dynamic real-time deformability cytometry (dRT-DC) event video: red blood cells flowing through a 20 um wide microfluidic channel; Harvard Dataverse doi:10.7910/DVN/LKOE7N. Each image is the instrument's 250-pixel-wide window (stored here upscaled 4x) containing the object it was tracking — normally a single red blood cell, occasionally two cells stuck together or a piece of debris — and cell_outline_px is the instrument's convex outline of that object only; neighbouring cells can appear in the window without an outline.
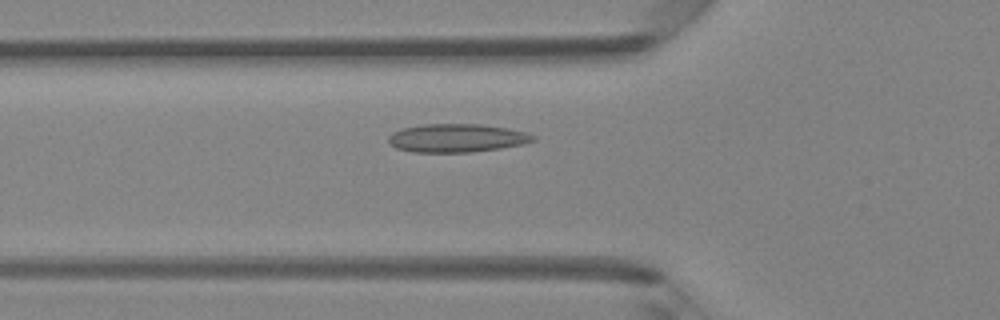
{"species": "Egyptian fruit bat (a non-hibernating species)", "species_latin": "Rousettus aegyptiacus", "temperature_condition": "room temperature", "stored_images_in_passage": 37, "camera_frame_rate_fps": 3000, "um_per_image_px": 0.085, "animal": {"sex": "female"}, "frame": {"image": 1, "passage_image": 7, "time_ms": 2.0, "image_size_px": [1000, 320], "cell_outline_px": [[536, 140], [520, 144], [500, 148], [472, 152], [412, 152], [396, 148], [388, 144], [388, 136], [392, 132], [404, 128], [424, 124], [480, 124], [508, 128], [524, 132], [536, 136]], "centroid_in_image_um": [38.79, 11.73], "position_along_channel_um": 87.0, "area_um2": 23.87}}
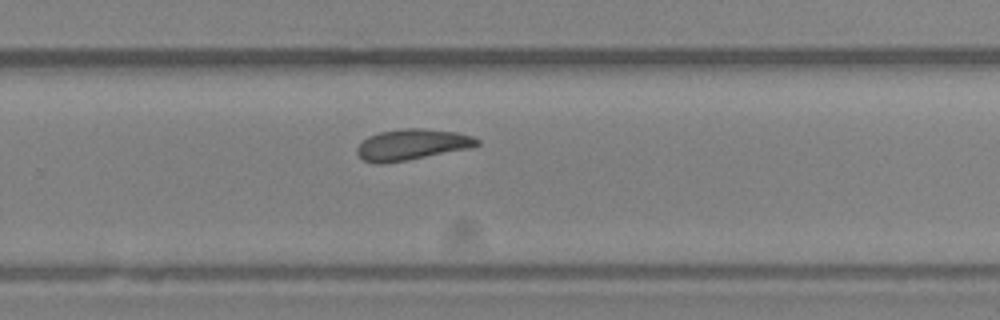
{"frame": {"image": 2, "passage_image": 22, "time_ms": 7.0, "image_size_px": [1000, 320], "cell_outline_px": [[480, 144], [468, 148], [408, 160], [384, 164], [376, 164], [364, 160], [356, 152], [356, 148], [368, 136], [380, 132], [404, 128], [420, 128], [456, 132], [472, 136], [480, 140]], "centroid_in_image_um": [34.99, 12.29], "position_along_channel_um": 294.8, "area_um2": 21.5}}
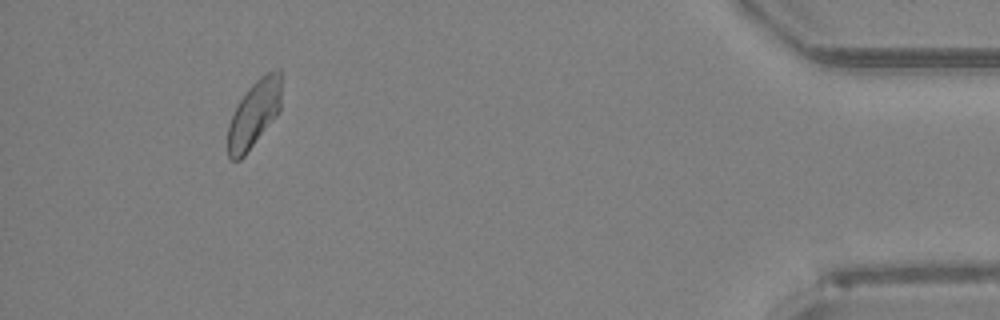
{"frame": {"image": 3, "passage_image": 35, "time_ms": 11.333, "image_size_px": [1000, 320], "cell_outline_px": [[280, 112], [244, 156], [240, 160], [232, 160], [228, 156], [228, 124], [240, 100], [248, 88], [260, 76], [276, 68], [280, 68]], "centroid_in_image_um": [21.6, 9.68], "position_along_channel_um": 413.6, "area_um2": 20.69}}